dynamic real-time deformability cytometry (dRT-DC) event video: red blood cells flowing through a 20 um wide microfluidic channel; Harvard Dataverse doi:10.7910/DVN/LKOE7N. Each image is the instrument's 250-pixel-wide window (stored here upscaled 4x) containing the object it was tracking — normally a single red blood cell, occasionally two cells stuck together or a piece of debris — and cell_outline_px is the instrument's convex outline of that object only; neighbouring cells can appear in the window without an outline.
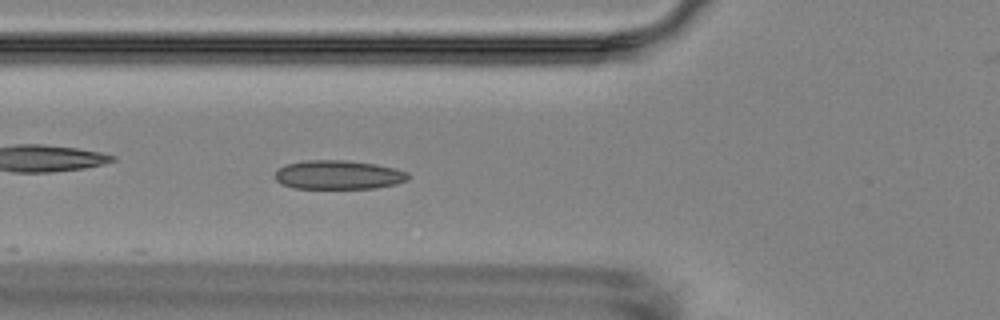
{"species": "Egyptian fruit bat (a non-hibernating species)", "species_latin": "Rousettus aegyptiacus", "temperature_condition": "room temperature", "stored_images_in_passage": 6, "camera_frame_rate_fps": 3000, "um_per_image_px": 0.085, "animal": {"sex": "female"}, "frame": {"image": 1, "passage_image": 6, "time_ms": 6.0, "image_size_px": [1000, 320], "cell_outline_px": [[408, 180], [396, 184], [376, 188], [292, 188], [280, 184], [276, 180], [276, 172], [280, 168], [288, 164], [304, 160], [348, 160], [376, 164], [408, 172]], "centroid_in_image_um": [28.76, 14.86], "position_along_channel_um": 97.0, "area_um2": 22.43}}